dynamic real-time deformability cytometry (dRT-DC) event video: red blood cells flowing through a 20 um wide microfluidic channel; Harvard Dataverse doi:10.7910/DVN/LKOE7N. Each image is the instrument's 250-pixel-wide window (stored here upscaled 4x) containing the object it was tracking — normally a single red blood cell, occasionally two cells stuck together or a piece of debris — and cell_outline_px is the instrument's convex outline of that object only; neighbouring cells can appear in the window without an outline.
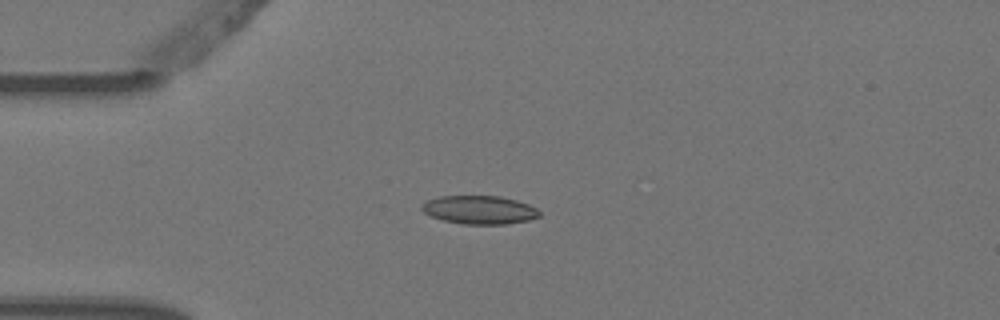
{"species": "Egyptian fruit bat (a non-hibernating species)", "species_latin": "Rousettus aegyptiacus", "temperature_condition": "warm", "stored_images_in_passage": 6, "camera_frame_rate_fps": 3000, "um_per_image_px": 0.085, "animal": {"sex": "female"}, "frame": {"image": 1, "passage_image": 4, "time_ms": 1.0, "image_size_px": [1000, 320], "cell_outline_px": [[540, 216], [528, 220], [508, 224], [464, 224], [444, 220], [432, 216], [424, 212], [420, 208], [420, 204], [428, 200], [440, 196], [500, 196], [516, 200], [528, 204], [536, 208], [540, 212]], "centroid_in_image_um": [40.75, 17.83], "position_along_channel_um": 44.2, "area_um2": 19.42}}
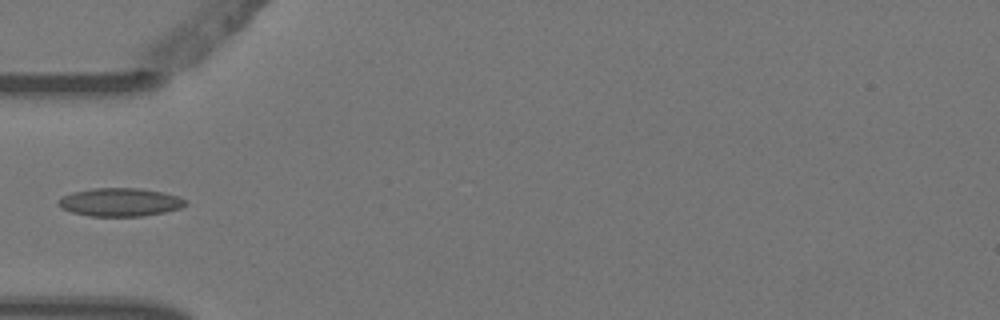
{"frame": {"image": 2, "passage_image": 5, "time_ms": 1.333, "image_size_px": [1000, 320], "cell_outline_px": [[188, 204], [180, 208], [164, 212], [140, 216], [88, 216], [72, 212], [60, 208], [56, 204], [56, 200], [72, 192], [92, 188], [140, 188], [164, 192], [180, 196], [188, 200]], "centroid_in_image_um": [10.21, 17.18], "position_along_channel_um": 74.8, "area_um2": 21.21}}
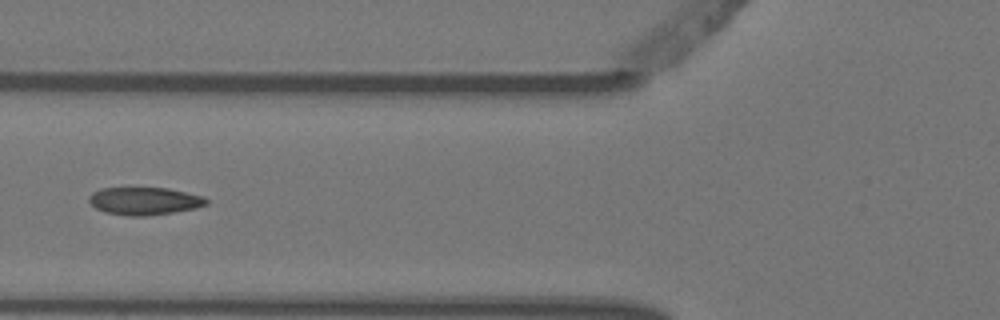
{"frame": {"image": 3, "passage_image": 6, "time_ms": 1.667, "image_size_px": [1000, 320], "cell_outline_px": [[208, 204], [196, 208], [172, 212], [144, 216], [128, 216], [104, 212], [96, 208], [88, 200], [88, 196], [92, 192], [100, 188], [168, 188], [204, 196], [208, 200]], "centroid_in_image_um": [12.27, 17.08], "position_along_channel_um": 113.5, "area_um2": 18.96}}